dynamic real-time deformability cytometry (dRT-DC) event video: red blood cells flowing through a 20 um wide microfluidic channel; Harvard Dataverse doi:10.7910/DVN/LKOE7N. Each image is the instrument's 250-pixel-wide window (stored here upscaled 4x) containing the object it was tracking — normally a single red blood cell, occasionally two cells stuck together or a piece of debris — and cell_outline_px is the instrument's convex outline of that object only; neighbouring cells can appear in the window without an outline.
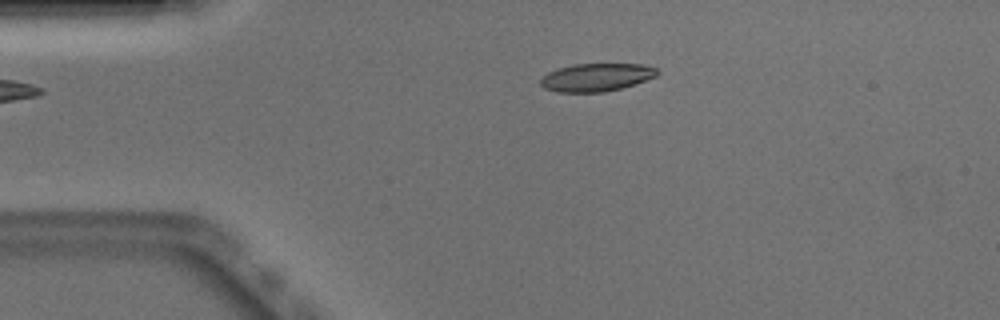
{"species": "Egyptian fruit bat (a non-hibernating species)", "species_latin": "Rousettus aegyptiacus", "temperature_condition": "warm", "stored_images_in_passage": 42, "camera_frame_rate_fps": 3000, "um_per_image_px": 0.085, "animal": {"sex": "male"}, "frame": {"image": 1, "passage_image": 1, "time_ms": 0.0, "image_size_px": [1000, 320], "cell_outline_px": [[660, 72], [656, 76], [636, 84], [604, 92], [556, 92], [544, 88], [540, 84], [540, 80], [548, 72], [556, 68], [572, 64], [640, 64], [656, 68]], "centroid_in_image_um": [50.67, 6.57], "position_along_channel_um": 34.3, "area_um2": 19.07}}
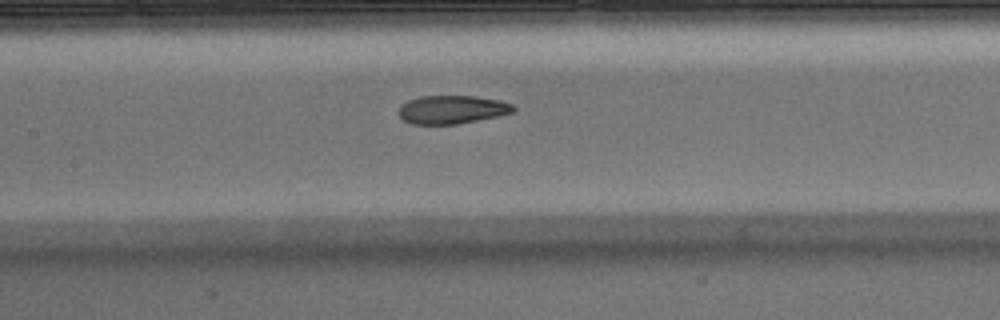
{"frame": {"image": 2, "passage_image": 14, "time_ms": 4.333, "image_size_px": [1000, 320], "cell_outline_px": [[516, 108], [512, 112], [496, 116], [456, 124], [412, 124], [404, 120], [400, 116], [400, 104], [408, 100], [420, 96], [476, 96], [500, 100], [512, 104]], "centroid_in_image_um": [38.41, 9.3], "position_along_channel_um": 169.0, "area_um2": 18.79}}
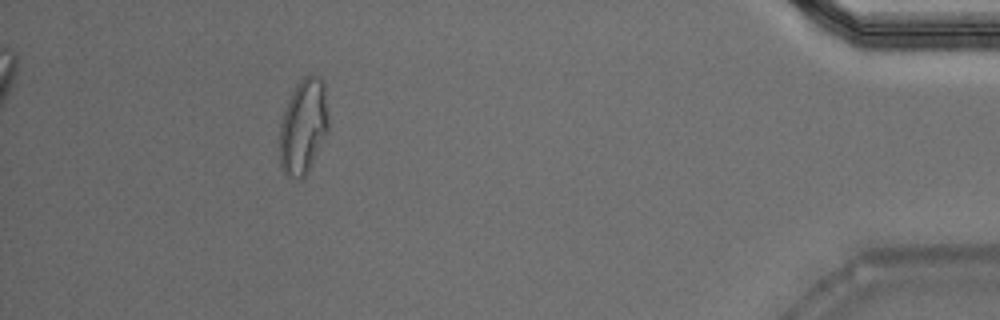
{"frame": {"image": 3, "passage_image": 37, "time_ms": 12.0, "image_size_px": [1000, 320], "cell_outline_px": [[328, 132], [304, 180], [296, 180], [284, 176], [280, 164], [280, 124], [288, 100], [296, 84], [304, 76], [320, 76], [324, 80], [328, 116]], "centroid_in_image_um": [25.79, 10.81], "position_along_channel_um": 409.4, "area_um2": 27.51}, "authors_computed_cell_mechanics": {"area_um2": 20.0566, "velocity_mm_per_s": 3.8945, "shape_relaxation_time_tau1_ms": null, "shape_relaxation_time_tau2_ms": 1.6533, "deformation_change_tau1": null, "deformation_change_tau2": 0.0855}}